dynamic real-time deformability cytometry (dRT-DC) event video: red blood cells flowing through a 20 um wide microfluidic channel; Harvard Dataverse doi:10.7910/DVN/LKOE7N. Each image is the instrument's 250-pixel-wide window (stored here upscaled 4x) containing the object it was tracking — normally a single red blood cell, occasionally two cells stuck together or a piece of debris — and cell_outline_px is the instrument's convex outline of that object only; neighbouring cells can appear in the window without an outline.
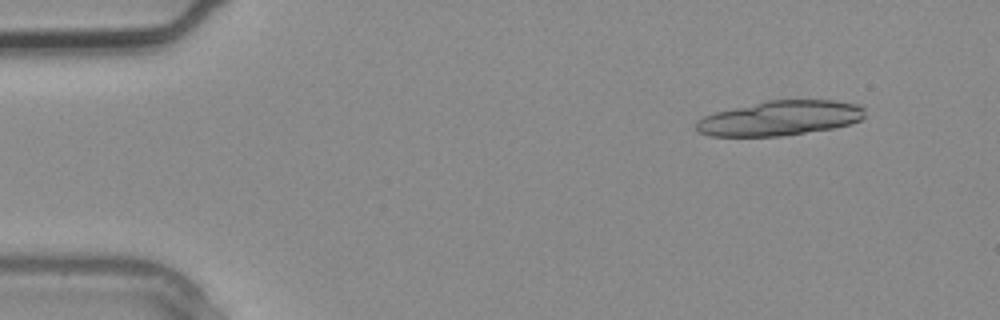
{"species": "common noctule bat (a hibernating species)", "species_latin": "Nyctalus noctula", "temperature_condition": "warm", "stored_images_in_passage": 3, "camera_frame_rate_fps": 3000, "um_per_image_px": 0.085, "animal": {"sex": "male", "body_mass_g": 20.4}, "frame": {"image": 1, "passage_image": 1, "time_ms": 0.0, "image_size_px": [1000, 320], "cell_outline_px": [[864, 116], [860, 120], [852, 124], [836, 128], [780, 136], [712, 136], [700, 132], [696, 128], [696, 120], [704, 116], [716, 112], [768, 100], [836, 100], [856, 104], [864, 108]], "centroid_in_image_um": [66.33, 10.04], "position_along_channel_um": 18.7, "area_um2": 34.1}}
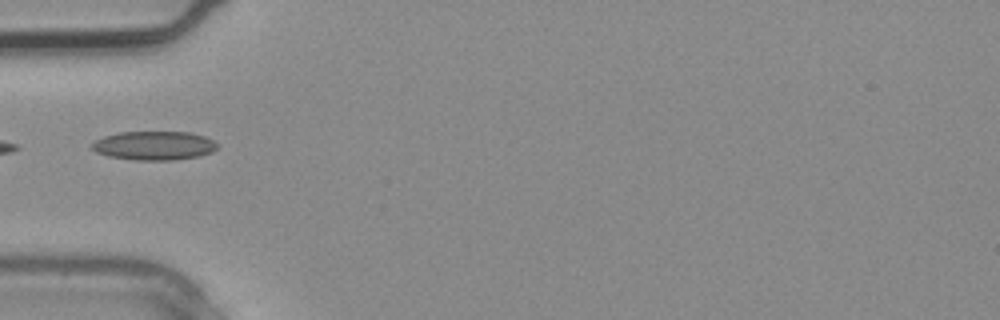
{"frame": {"image": 2, "passage_image": 3, "time_ms": 0.667, "image_size_px": [1000, 320], "cell_outline_px": [[216, 148], [212, 152], [200, 156], [172, 160], [136, 160], [108, 156], [96, 152], [88, 144], [104, 136], [120, 132], [188, 132], [204, 136], [212, 140], [216, 144]], "centroid_in_image_um": [13.06, 12.38], "position_along_channel_um": 71.9, "area_um2": 21.04}}